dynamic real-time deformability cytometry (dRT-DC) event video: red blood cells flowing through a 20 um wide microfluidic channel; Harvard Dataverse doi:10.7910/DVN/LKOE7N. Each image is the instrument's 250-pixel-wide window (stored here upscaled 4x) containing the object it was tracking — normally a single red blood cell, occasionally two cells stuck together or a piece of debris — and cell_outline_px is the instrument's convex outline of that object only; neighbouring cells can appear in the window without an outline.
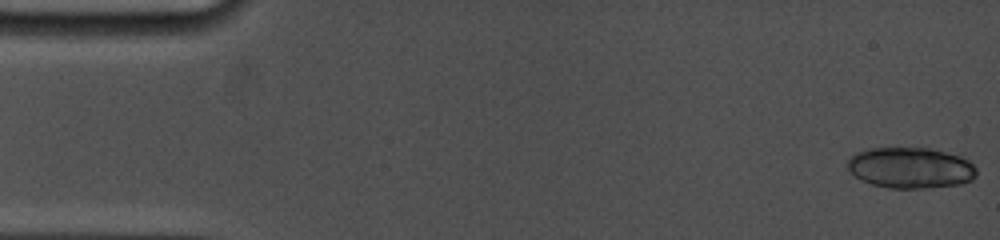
{"species": "common noctule bat (a hibernating species)", "species_latin": "Nyctalus noctula", "temperature_condition": "cold", "stored_images_in_passage": 17, "camera_frame_rate_fps": 5000, "um_per_image_px": 0.085, "animal": {"sex": "female", "body_mass_g": 19.0, "forearm_length_mm": 53.3}, "frame": {"image": 1, "passage_image": 1, "time_ms": 0.0, "image_size_px": [1000, 240], "cell_outline_px": [[976, 176], [972, 180], [960, 184], [928, 188], [888, 188], [872, 184], [860, 180], [848, 168], [848, 160], [856, 152], [872, 148], [928, 148], [964, 152], [976, 168]], "centroid_in_image_um": [77.51, 14.24], "position_along_channel_um": 7.5, "area_um2": 31.5}}